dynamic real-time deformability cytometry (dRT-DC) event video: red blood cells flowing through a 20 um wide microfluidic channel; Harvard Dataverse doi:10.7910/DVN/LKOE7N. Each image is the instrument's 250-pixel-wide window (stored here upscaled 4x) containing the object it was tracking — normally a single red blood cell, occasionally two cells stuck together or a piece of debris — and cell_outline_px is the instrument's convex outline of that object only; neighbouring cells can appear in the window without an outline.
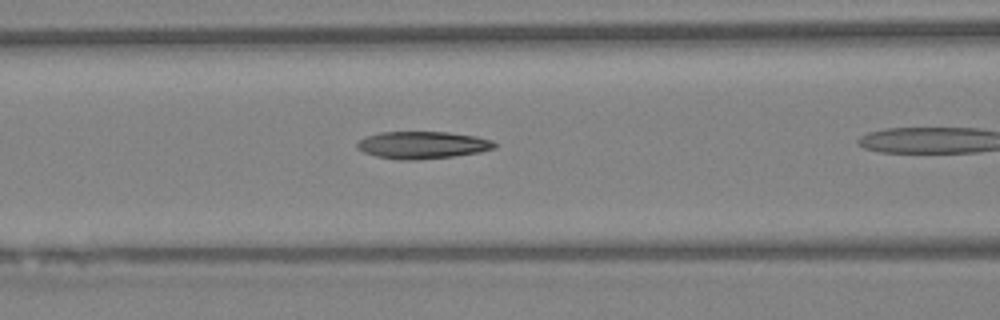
{"species": "Egyptian fruit bat (a non-hibernating species)", "species_latin": "Rousettus aegyptiacus", "temperature_condition": "warm", "stored_images_in_passage": 8, "camera_frame_rate_fps": 3000, "um_per_image_px": 0.085, "animal": {"sex": "female"}, "frame": {"image": 1, "passage_image": 5, "time_ms": 1.333, "image_size_px": [1000, 320], "cell_outline_px": [[496, 148], [480, 152], [452, 156], [416, 160], [396, 160], [376, 156], [364, 152], [356, 148], [356, 144], [360, 140], [368, 136], [380, 132], [448, 132], [476, 136], [492, 140], [496, 144]], "centroid_in_image_um": [35.91, 12.33], "position_along_channel_um": 130.7, "area_um2": 21.85}}
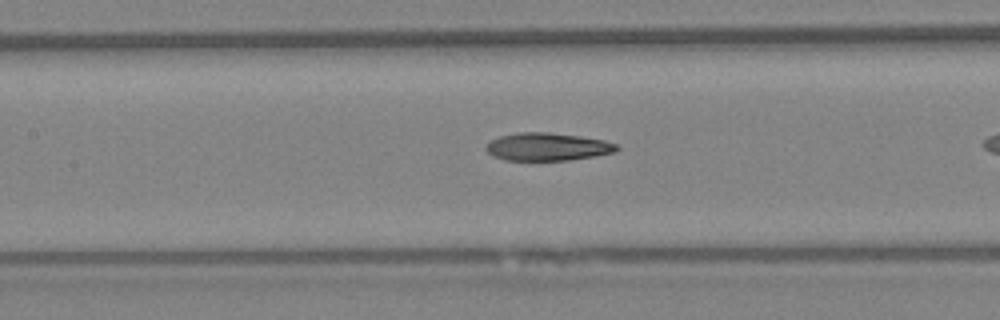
{"frame": {"image": 2, "passage_image": 7, "time_ms": 2.0, "image_size_px": [1000, 320], "cell_outline_px": [[620, 148], [616, 152], [596, 156], [568, 160], [504, 160], [492, 156], [484, 148], [492, 140], [500, 136], [520, 132], [548, 132], [580, 136], [604, 140], [616, 144]], "centroid_in_image_um": [46.55, 12.48], "position_along_channel_um": 160.8, "area_um2": 21.21}}